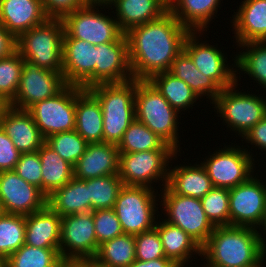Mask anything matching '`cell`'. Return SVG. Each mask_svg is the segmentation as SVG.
<instances>
[{"mask_svg":"<svg viewBox=\"0 0 266 267\" xmlns=\"http://www.w3.org/2000/svg\"><path fill=\"white\" fill-rule=\"evenodd\" d=\"M189 33L169 10L159 19L126 32L133 79L149 80L157 73L169 71Z\"/></svg>","mask_w":266,"mask_h":267,"instance_id":"obj_1","label":"cell"},{"mask_svg":"<svg viewBox=\"0 0 266 267\" xmlns=\"http://www.w3.org/2000/svg\"><path fill=\"white\" fill-rule=\"evenodd\" d=\"M201 258L206 259L202 267L264 266L266 245L257 229L215 226L201 247Z\"/></svg>","mask_w":266,"mask_h":267,"instance_id":"obj_2","label":"cell"},{"mask_svg":"<svg viewBox=\"0 0 266 267\" xmlns=\"http://www.w3.org/2000/svg\"><path fill=\"white\" fill-rule=\"evenodd\" d=\"M102 108L103 143L118 145L136 119V79L121 83H101L88 88Z\"/></svg>","mask_w":266,"mask_h":267,"instance_id":"obj_3","label":"cell"},{"mask_svg":"<svg viewBox=\"0 0 266 267\" xmlns=\"http://www.w3.org/2000/svg\"><path fill=\"white\" fill-rule=\"evenodd\" d=\"M135 112L138 121L177 152H181L179 113L149 80H136Z\"/></svg>","mask_w":266,"mask_h":267,"instance_id":"obj_4","label":"cell"},{"mask_svg":"<svg viewBox=\"0 0 266 267\" xmlns=\"http://www.w3.org/2000/svg\"><path fill=\"white\" fill-rule=\"evenodd\" d=\"M64 23L61 18H48L16 39L21 57L42 68L62 71Z\"/></svg>","mask_w":266,"mask_h":267,"instance_id":"obj_5","label":"cell"},{"mask_svg":"<svg viewBox=\"0 0 266 267\" xmlns=\"http://www.w3.org/2000/svg\"><path fill=\"white\" fill-rule=\"evenodd\" d=\"M237 75V82L230 87L222 89L213 104L215 114H219L223 125L234 131L241 138L260 120L266 116V96L239 92L237 86L241 79ZM239 79V80H238ZM262 95V96H261ZM265 96V97H264Z\"/></svg>","mask_w":266,"mask_h":267,"instance_id":"obj_6","label":"cell"},{"mask_svg":"<svg viewBox=\"0 0 266 267\" xmlns=\"http://www.w3.org/2000/svg\"><path fill=\"white\" fill-rule=\"evenodd\" d=\"M159 197L157 188L123 186L120 189L113 209L125 234L135 236L155 227L160 213Z\"/></svg>","mask_w":266,"mask_h":267,"instance_id":"obj_7","label":"cell"},{"mask_svg":"<svg viewBox=\"0 0 266 267\" xmlns=\"http://www.w3.org/2000/svg\"><path fill=\"white\" fill-rule=\"evenodd\" d=\"M105 8L110 7L108 4L86 3L66 14L62 18L65 29L63 38L80 39L95 46L117 41L124 33L114 16L101 13Z\"/></svg>","mask_w":266,"mask_h":267,"instance_id":"obj_8","label":"cell"},{"mask_svg":"<svg viewBox=\"0 0 266 267\" xmlns=\"http://www.w3.org/2000/svg\"><path fill=\"white\" fill-rule=\"evenodd\" d=\"M178 154L176 150L119 153V178L124 186L154 188L155 182H161L159 188L163 189L168 182L169 163L173 164Z\"/></svg>","mask_w":266,"mask_h":267,"instance_id":"obj_9","label":"cell"},{"mask_svg":"<svg viewBox=\"0 0 266 267\" xmlns=\"http://www.w3.org/2000/svg\"><path fill=\"white\" fill-rule=\"evenodd\" d=\"M160 207L166 222L181 228L201 247L207 242L215 226L207 218L201 200L173 193L167 186L160 190ZM166 214V215H165Z\"/></svg>","mask_w":266,"mask_h":267,"instance_id":"obj_10","label":"cell"},{"mask_svg":"<svg viewBox=\"0 0 266 267\" xmlns=\"http://www.w3.org/2000/svg\"><path fill=\"white\" fill-rule=\"evenodd\" d=\"M224 145L200 163L205 168L207 175L214 187L233 188L246 182L252 175H255V155L241 145ZM218 150V151H217ZM251 154V155H250ZM253 154V155H252Z\"/></svg>","mask_w":266,"mask_h":267,"instance_id":"obj_11","label":"cell"},{"mask_svg":"<svg viewBox=\"0 0 266 267\" xmlns=\"http://www.w3.org/2000/svg\"><path fill=\"white\" fill-rule=\"evenodd\" d=\"M76 86L66 85L58 94L32 105V115L44 139L65 131L75 130Z\"/></svg>","mask_w":266,"mask_h":267,"instance_id":"obj_12","label":"cell"},{"mask_svg":"<svg viewBox=\"0 0 266 267\" xmlns=\"http://www.w3.org/2000/svg\"><path fill=\"white\" fill-rule=\"evenodd\" d=\"M203 33L205 34L204 31H190L186 36L183 50L190 56L198 71L213 79L222 89L232 86L237 82L236 55L232 59L234 64L230 65L218 44L215 47L207 43L208 40L200 38Z\"/></svg>","mask_w":266,"mask_h":267,"instance_id":"obj_13","label":"cell"},{"mask_svg":"<svg viewBox=\"0 0 266 267\" xmlns=\"http://www.w3.org/2000/svg\"><path fill=\"white\" fill-rule=\"evenodd\" d=\"M257 176V177H256ZM252 175L229 189L230 226L259 229L266 207V181Z\"/></svg>","mask_w":266,"mask_h":267,"instance_id":"obj_14","label":"cell"},{"mask_svg":"<svg viewBox=\"0 0 266 267\" xmlns=\"http://www.w3.org/2000/svg\"><path fill=\"white\" fill-rule=\"evenodd\" d=\"M66 85L62 71L45 69L24 59L17 93L8 105L28 110L35 103L55 96Z\"/></svg>","mask_w":266,"mask_h":267,"instance_id":"obj_15","label":"cell"},{"mask_svg":"<svg viewBox=\"0 0 266 267\" xmlns=\"http://www.w3.org/2000/svg\"><path fill=\"white\" fill-rule=\"evenodd\" d=\"M98 249L92 211L61 217V258H95Z\"/></svg>","mask_w":266,"mask_h":267,"instance_id":"obj_16","label":"cell"},{"mask_svg":"<svg viewBox=\"0 0 266 267\" xmlns=\"http://www.w3.org/2000/svg\"><path fill=\"white\" fill-rule=\"evenodd\" d=\"M0 202L3 212L27 216L43 209L47 205V196L14 170L1 171Z\"/></svg>","mask_w":266,"mask_h":267,"instance_id":"obj_17","label":"cell"},{"mask_svg":"<svg viewBox=\"0 0 266 267\" xmlns=\"http://www.w3.org/2000/svg\"><path fill=\"white\" fill-rule=\"evenodd\" d=\"M62 74L66 84L88 89L96 85V46L75 38H63Z\"/></svg>","mask_w":266,"mask_h":267,"instance_id":"obj_18","label":"cell"},{"mask_svg":"<svg viewBox=\"0 0 266 267\" xmlns=\"http://www.w3.org/2000/svg\"><path fill=\"white\" fill-rule=\"evenodd\" d=\"M131 79L133 76L125 34L117 41L96 46V84L121 83Z\"/></svg>","mask_w":266,"mask_h":267,"instance_id":"obj_19","label":"cell"},{"mask_svg":"<svg viewBox=\"0 0 266 267\" xmlns=\"http://www.w3.org/2000/svg\"><path fill=\"white\" fill-rule=\"evenodd\" d=\"M0 126L21 154L37 152L45 143L44 137L27 110L8 106L2 114Z\"/></svg>","mask_w":266,"mask_h":267,"instance_id":"obj_20","label":"cell"},{"mask_svg":"<svg viewBox=\"0 0 266 267\" xmlns=\"http://www.w3.org/2000/svg\"><path fill=\"white\" fill-rule=\"evenodd\" d=\"M48 18L42 0H0V23L16 39Z\"/></svg>","mask_w":266,"mask_h":267,"instance_id":"obj_21","label":"cell"},{"mask_svg":"<svg viewBox=\"0 0 266 267\" xmlns=\"http://www.w3.org/2000/svg\"><path fill=\"white\" fill-rule=\"evenodd\" d=\"M74 178L86 180L119 174V150L110 143H88L84 154L74 165Z\"/></svg>","mask_w":266,"mask_h":267,"instance_id":"obj_22","label":"cell"},{"mask_svg":"<svg viewBox=\"0 0 266 267\" xmlns=\"http://www.w3.org/2000/svg\"><path fill=\"white\" fill-rule=\"evenodd\" d=\"M231 20L235 44L266 41V0H244Z\"/></svg>","mask_w":266,"mask_h":267,"instance_id":"obj_23","label":"cell"},{"mask_svg":"<svg viewBox=\"0 0 266 267\" xmlns=\"http://www.w3.org/2000/svg\"><path fill=\"white\" fill-rule=\"evenodd\" d=\"M122 32L159 19L168 11L167 0H112L108 3ZM113 7V8H112Z\"/></svg>","mask_w":266,"mask_h":267,"instance_id":"obj_24","label":"cell"},{"mask_svg":"<svg viewBox=\"0 0 266 267\" xmlns=\"http://www.w3.org/2000/svg\"><path fill=\"white\" fill-rule=\"evenodd\" d=\"M75 131L87 143H103L102 108L88 90L76 86Z\"/></svg>","mask_w":266,"mask_h":267,"instance_id":"obj_25","label":"cell"},{"mask_svg":"<svg viewBox=\"0 0 266 267\" xmlns=\"http://www.w3.org/2000/svg\"><path fill=\"white\" fill-rule=\"evenodd\" d=\"M24 244L37 248H60L61 216L48 205L25 216Z\"/></svg>","mask_w":266,"mask_h":267,"instance_id":"obj_26","label":"cell"},{"mask_svg":"<svg viewBox=\"0 0 266 267\" xmlns=\"http://www.w3.org/2000/svg\"><path fill=\"white\" fill-rule=\"evenodd\" d=\"M155 228L160 235L166 258L172 260L179 267H192L188 264L193 265L194 259H190L196 255L201 258V246L181 228L163 220V216L160 221L157 217Z\"/></svg>","mask_w":266,"mask_h":267,"instance_id":"obj_27","label":"cell"},{"mask_svg":"<svg viewBox=\"0 0 266 267\" xmlns=\"http://www.w3.org/2000/svg\"><path fill=\"white\" fill-rule=\"evenodd\" d=\"M171 168V169H170ZM167 187L175 194L201 199L214 186L201 163L169 166Z\"/></svg>","mask_w":266,"mask_h":267,"instance_id":"obj_28","label":"cell"},{"mask_svg":"<svg viewBox=\"0 0 266 267\" xmlns=\"http://www.w3.org/2000/svg\"><path fill=\"white\" fill-rule=\"evenodd\" d=\"M223 1V0H222ZM221 0H169L168 10L190 31H207Z\"/></svg>","mask_w":266,"mask_h":267,"instance_id":"obj_29","label":"cell"},{"mask_svg":"<svg viewBox=\"0 0 266 267\" xmlns=\"http://www.w3.org/2000/svg\"><path fill=\"white\" fill-rule=\"evenodd\" d=\"M47 205L61 217L90 212L88 179L72 178L47 197Z\"/></svg>","mask_w":266,"mask_h":267,"instance_id":"obj_30","label":"cell"},{"mask_svg":"<svg viewBox=\"0 0 266 267\" xmlns=\"http://www.w3.org/2000/svg\"><path fill=\"white\" fill-rule=\"evenodd\" d=\"M169 72L183 80L200 99L206 96L211 104L222 91V88L213 79L198 71L184 50L172 62Z\"/></svg>","mask_w":266,"mask_h":267,"instance_id":"obj_31","label":"cell"},{"mask_svg":"<svg viewBox=\"0 0 266 267\" xmlns=\"http://www.w3.org/2000/svg\"><path fill=\"white\" fill-rule=\"evenodd\" d=\"M41 160L42 192L48 197L74 177V166L62 159L46 143L38 150Z\"/></svg>","mask_w":266,"mask_h":267,"instance_id":"obj_32","label":"cell"},{"mask_svg":"<svg viewBox=\"0 0 266 267\" xmlns=\"http://www.w3.org/2000/svg\"><path fill=\"white\" fill-rule=\"evenodd\" d=\"M149 81L179 114L192 110L200 99L183 80L169 71L157 73Z\"/></svg>","mask_w":266,"mask_h":267,"instance_id":"obj_33","label":"cell"},{"mask_svg":"<svg viewBox=\"0 0 266 267\" xmlns=\"http://www.w3.org/2000/svg\"><path fill=\"white\" fill-rule=\"evenodd\" d=\"M237 47L241 48L236 55L237 74L246 73L266 91V41L248 42Z\"/></svg>","mask_w":266,"mask_h":267,"instance_id":"obj_34","label":"cell"},{"mask_svg":"<svg viewBox=\"0 0 266 267\" xmlns=\"http://www.w3.org/2000/svg\"><path fill=\"white\" fill-rule=\"evenodd\" d=\"M95 261L99 267H129L135 260V236L122 234L99 245Z\"/></svg>","mask_w":266,"mask_h":267,"instance_id":"obj_35","label":"cell"},{"mask_svg":"<svg viewBox=\"0 0 266 267\" xmlns=\"http://www.w3.org/2000/svg\"><path fill=\"white\" fill-rule=\"evenodd\" d=\"M117 148L119 153H135L149 150H175L137 119H135L124 132Z\"/></svg>","mask_w":266,"mask_h":267,"instance_id":"obj_36","label":"cell"},{"mask_svg":"<svg viewBox=\"0 0 266 267\" xmlns=\"http://www.w3.org/2000/svg\"><path fill=\"white\" fill-rule=\"evenodd\" d=\"M123 186L122 180L116 174L88 179L90 211L113 209Z\"/></svg>","mask_w":266,"mask_h":267,"instance_id":"obj_37","label":"cell"},{"mask_svg":"<svg viewBox=\"0 0 266 267\" xmlns=\"http://www.w3.org/2000/svg\"><path fill=\"white\" fill-rule=\"evenodd\" d=\"M60 248H37L23 244L7 260V267H58Z\"/></svg>","mask_w":266,"mask_h":267,"instance_id":"obj_38","label":"cell"},{"mask_svg":"<svg viewBox=\"0 0 266 267\" xmlns=\"http://www.w3.org/2000/svg\"><path fill=\"white\" fill-rule=\"evenodd\" d=\"M25 216L3 213L0 216V256L8 258L25 242Z\"/></svg>","mask_w":266,"mask_h":267,"instance_id":"obj_39","label":"cell"},{"mask_svg":"<svg viewBox=\"0 0 266 267\" xmlns=\"http://www.w3.org/2000/svg\"><path fill=\"white\" fill-rule=\"evenodd\" d=\"M23 62L24 59L17 50L0 59V97L8 104L17 93Z\"/></svg>","mask_w":266,"mask_h":267,"instance_id":"obj_40","label":"cell"},{"mask_svg":"<svg viewBox=\"0 0 266 267\" xmlns=\"http://www.w3.org/2000/svg\"><path fill=\"white\" fill-rule=\"evenodd\" d=\"M45 143L73 166L84 154L88 144L75 130L53 134L45 139Z\"/></svg>","mask_w":266,"mask_h":267,"instance_id":"obj_41","label":"cell"},{"mask_svg":"<svg viewBox=\"0 0 266 267\" xmlns=\"http://www.w3.org/2000/svg\"><path fill=\"white\" fill-rule=\"evenodd\" d=\"M200 200L207 218L214 226H230L228 188L213 187Z\"/></svg>","mask_w":266,"mask_h":267,"instance_id":"obj_42","label":"cell"},{"mask_svg":"<svg viewBox=\"0 0 266 267\" xmlns=\"http://www.w3.org/2000/svg\"><path fill=\"white\" fill-rule=\"evenodd\" d=\"M92 212L98 245L124 234L114 209L93 210Z\"/></svg>","mask_w":266,"mask_h":267,"instance_id":"obj_43","label":"cell"},{"mask_svg":"<svg viewBox=\"0 0 266 267\" xmlns=\"http://www.w3.org/2000/svg\"><path fill=\"white\" fill-rule=\"evenodd\" d=\"M135 255L136 260L141 261L166 258L160 235L155 227L135 235Z\"/></svg>","mask_w":266,"mask_h":267,"instance_id":"obj_44","label":"cell"},{"mask_svg":"<svg viewBox=\"0 0 266 267\" xmlns=\"http://www.w3.org/2000/svg\"><path fill=\"white\" fill-rule=\"evenodd\" d=\"M41 160L37 152L22 153L14 171L27 183L33 184L42 191Z\"/></svg>","mask_w":266,"mask_h":267,"instance_id":"obj_45","label":"cell"},{"mask_svg":"<svg viewBox=\"0 0 266 267\" xmlns=\"http://www.w3.org/2000/svg\"><path fill=\"white\" fill-rule=\"evenodd\" d=\"M21 153L0 126V172L14 170Z\"/></svg>","mask_w":266,"mask_h":267,"instance_id":"obj_46","label":"cell"},{"mask_svg":"<svg viewBox=\"0 0 266 267\" xmlns=\"http://www.w3.org/2000/svg\"><path fill=\"white\" fill-rule=\"evenodd\" d=\"M43 8L49 18H63L66 14L81 8L84 0H42Z\"/></svg>","mask_w":266,"mask_h":267,"instance_id":"obj_47","label":"cell"},{"mask_svg":"<svg viewBox=\"0 0 266 267\" xmlns=\"http://www.w3.org/2000/svg\"><path fill=\"white\" fill-rule=\"evenodd\" d=\"M245 143H250L252 147L266 154V116L252 127L243 137ZM266 157V156H265Z\"/></svg>","mask_w":266,"mask_h":267,"instance_id":"obj_48","label":"cell"},{"mask_svg":"<svg viewBox=\"0 0 266 267\" xmlns=\"http://www.w3.org/2000/svg\"><path fill=\"white\" fill-rule=\"evenodd\" d=\"M16 51V38L0 23V59Z\"/></svg>","mask_w":266,"mask_h":267,"instance_id":"obj_49","label":"cell"},{"mask_svg":"<svg viewBox=\"0 0 266 267\" xmlns=\"http://www.w3.org/2000/svg\"><path fill=\"white\" fill-rule=\"evenodd\" d=\"M58 267H99L94 258H62Z\"/></svg>","mask_w":266,"mask_h":267,"instance_id":"obj_50","label":"cell"},{"mask_svg":"<svg viewBox=\"0 0 266 267\" xmlns=\"http://www.w3.org/2000/svg\"><path fill=\"white\" fill-rule=\"evenodd\" d=\"M129 267H179L168 258H159L150 261L135 260Z\"/></svg>","mask_w":266,"mask_h":267,"instance_id":"obj_51","label":"cell"},{"mask_svg":"<svg viewBox=\"0 0 266 267\" xmlns=\"http://www.w3.org/2000/svg\"><path fill=\"white\" fill-rule=\"evenodd\" d=\"M261 232H260V231ZM258 231H259V234H260V236H261V238H262V240H263V242L265 243V245H266V207H265V212H264V217H263V220H262V223H261V226L259 227V229H258ZM262 234H263V236H262Z\"/></svg>","mask_w":266,"mask_h":267,"instance_id":"obj_52","label":"cell"},{"mask_svg":"<svg viewBox=\"0 0 266 267\" xmlns=\"http://www.w3.org/2000/svg\"><path fill=\"white\" fill-rule=\"evenodd\" d=\"M8 103L5 102L1 97H0V119L2 117V114L4 112V110L8 107Z\"/></svg>","mask_w":266,"mask_h":267,"instance_id":"obj_53","label":"cell"},{"mask_svg":"<svg viewBox=\"0 0 266 267\" xmlns=\"http://www.w3.org/2000/svg\"><path fill=\"white\" fill-rule=\"evenodd\" d=\"M0 267H7V260L2 256H0Z\"/></svg>","mask_w":266,"mask_h":267,"instance_id":"obj_54","label":"cell"},{"mask_svg":"<svg viewBox=\"0 0 266 267\" xmlns=\"http://www.w3.org/2000/svg\"><path fill=\"white\" fill-rule=\"evenodd\" d=\"M112 0H95V3H99V4H108L110 3Z\"/></svg>","mask_w":266,"mask_h":267,"instance_id":"obj_55","label":"cell"},{"mask_svg":"<svg viewBox=\"0 0 266 267\" xmlns=\"http://www.w3.org/2000/svg\"><path fill=\"white\" fill-rule=\"evenodd\" d=\"M86 3H95V0H84Z\"/></svg>","mask_w":266,"mask_h":267,"instance_id":"obj_56","label":"cell"},{"mask_svg":"<svg viewBox=\"0 0 266 267\" xmlns=\"http://www.w3.org/2000/svg\"><path fill=\"white\" fill-rule=\"evenodd\" d=\"M3 209H2V206H1V202H0V216L3 214Z\"/></svg>","mask_w":266,"mask_h":267,"instance_id":"obj_57","label":"cell"},{"mask_svg":"<svg viewBox=\"0 0 266 267\" xmlns=\"http://www.w3.org/2000/svg\"><path fill=\"white\" fill-rule=\"evenodd\" d=\"M244 267H265V266H244Z\"/></svg>","mask_w":266,"mask_h":267,"instance_id":"obj_58","label":"cell"}]
</instances>
